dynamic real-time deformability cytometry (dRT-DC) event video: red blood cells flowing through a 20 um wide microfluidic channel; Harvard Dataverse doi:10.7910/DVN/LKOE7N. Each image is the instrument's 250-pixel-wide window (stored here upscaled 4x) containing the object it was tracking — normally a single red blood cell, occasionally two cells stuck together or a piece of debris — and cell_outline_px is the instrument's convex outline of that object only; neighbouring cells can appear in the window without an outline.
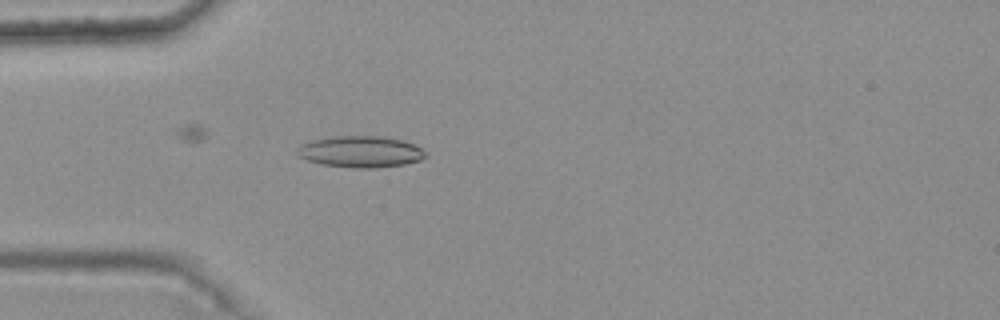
{"species": "common noctule bat (a hibernating species)", "species_latin": "Nyctalus noctula", "temperature_condition": "warm", "stored_images_in_passage": 40, "camera_frame_rate_fps": 3000, "um_per_image_px": 0.085, "animal": {"sex": "female", "body_mass_g": 25.1}, "frame": {"image": 1, "passage_image": 15, "time_ms": 4.667, "image_size_px": [1000, 320], "cell_outline_px": [[428, 156], [420, 160], [404, 164], [372, 168], [356, 168], [320, 164], [296, 156], [296, 148], [300, 144], [332, 136], [380, 136], [404, 140], [428, 152]], "centroid_in_image_um": [30.64, 12.89], "position_along_channel_um": 54.4, "area_um2": 23.58}}
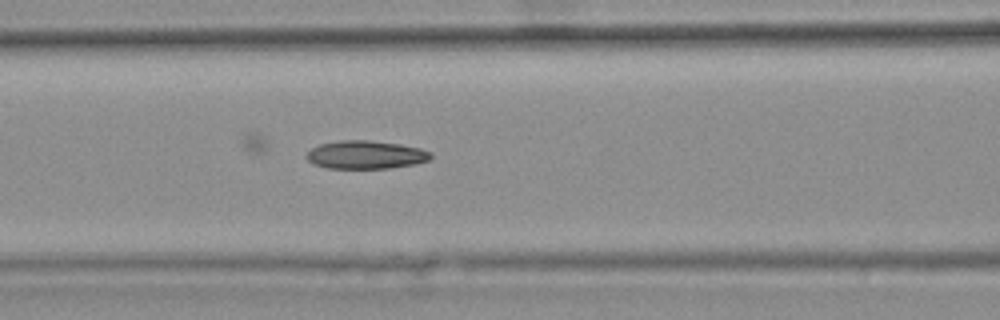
{"frame": {"image": 2, "passage_image": 22, "time_ms": 7.0, "image_size_px": [1000, 320], "cell_outline_px": [[432, 156], [428, 160], [412, 164], [388, 168], [328, 168], [316, 164], [308, 160], [304, 156], [312, 148], [320, 144], [340, 140], [368, 140], [400, 144], [420, 148], [428, 152]], "centroid_in_image_um": [31.05, 13.15], "position_along_channel_um": 135.5, "area_um2": 20.11}}
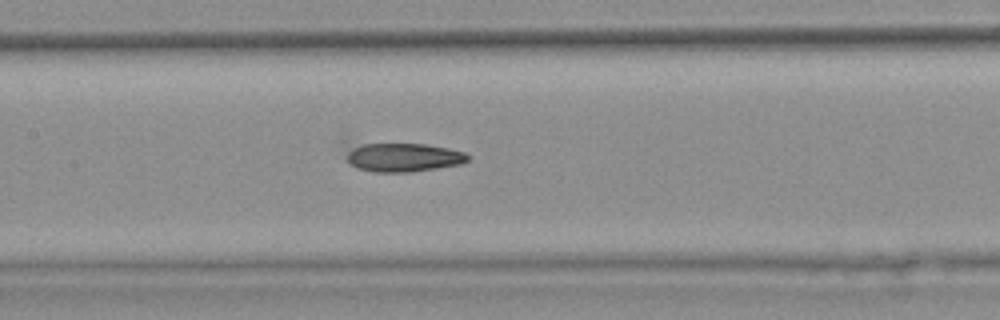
{"frame": {"image": 3, "passage_image": 25, "time_ms": 8.0, "image_size_px": [1000, 320], "cell_outline_px": [[468, 160], [460, 164], [412, 172], [376, 172], [356, 168], [344, 156], [348, 144], [428, 144], [448, 148], [464, 152], [468, 156]], "centroid_in_image_um": [34.19, 13.36], "position_along_channel_um": 173.2, "area_um2": 20.52}}